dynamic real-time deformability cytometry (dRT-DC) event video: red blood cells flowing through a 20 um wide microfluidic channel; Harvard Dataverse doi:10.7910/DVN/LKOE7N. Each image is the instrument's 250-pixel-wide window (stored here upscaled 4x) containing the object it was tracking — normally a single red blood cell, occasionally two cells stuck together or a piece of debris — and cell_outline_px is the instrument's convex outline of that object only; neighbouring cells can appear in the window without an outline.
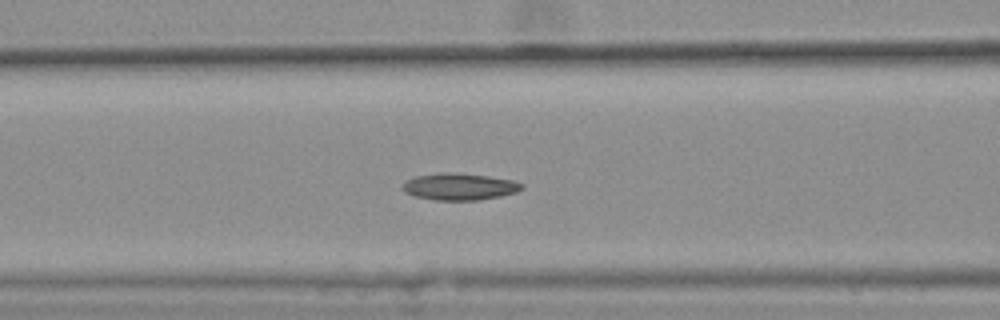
{"species": "common noctule bat (a hibernating species)", "species_latin": "Nyctalus noctula", "temperature_condition": "warm", "stored_images_in_passage": 33, "camera_frame_rate_fps": 3000, "um_per_image_px": 0.085, "animal": {"sex": "female", "body_mass_g": 25.1}, "frame": {"image": 1, "passage_image": 24, "time_ms": 7.667, "image_size_px": [1000, 320], "cell_outline_px": [[524, 188], [516, 192], [500, 196], [480, 200], [436, 200], [416, 196], [404, 192], [400, 188], [404, 180], [416, 176], [440, 172], [448, 172], [488, 176], [512, 180], [524, 184]], "centroid_in_image_um": [39.02, 15.86], "position_along_channel_um": 127.6, "area_um2": 18.73}}